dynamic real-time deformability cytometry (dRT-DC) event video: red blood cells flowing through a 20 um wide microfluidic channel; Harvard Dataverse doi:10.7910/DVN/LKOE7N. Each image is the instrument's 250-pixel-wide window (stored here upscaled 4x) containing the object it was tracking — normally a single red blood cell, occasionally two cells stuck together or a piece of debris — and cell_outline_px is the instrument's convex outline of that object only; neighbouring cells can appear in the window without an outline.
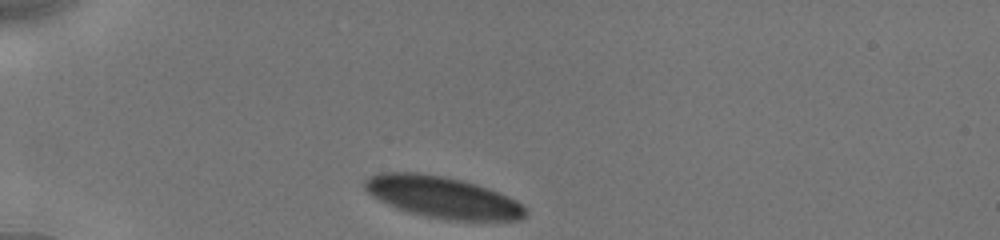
{"species": "human", "species_latin": "Homo sapiens", "temperature_condition": "cold", "stored_images_in_passage": 16, "camera_frame_rate_fps": 3000, "um_per_image_px": 0.085, "donor": {"sex": "male"}, "frame": {"image": 1, "passage_image": 1, "time_ms": 0.0, "image_size_px": [1000, 240], "cell_outline_px": [[528, 212], [520, 220], [448, 220], [428, 216], [412, 212], [388, 204], [372, 196], [364, 188], [364, 180], [368, 176], [376, 172], [416, 172], [444, 176], [476, 184], [488, 188], [508, 196], [516, 200]], "centroid_in_image_um": [37.6, 16.74], "position_along_channel_um": 47.4, "area_um2": 38.55}}
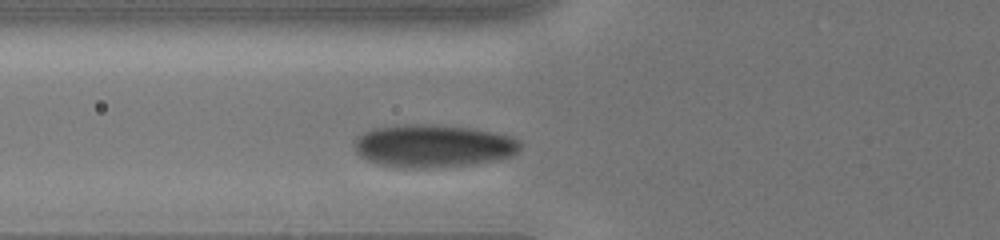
{"frame": {"image": 2, "passage_image": 13, "time_ms": 2.0, "image_size_px": [1000, 240], "cell_outline_px": [[520, 148], [512, 156], [500, 160], [476, 164], [432, 168], [392, 168], [376, 164], [360, 156], [356, 152], [356, 136], [372, 128], [396, 124], [428, 124], [476, 128], [512, 136], [520, 144]], "centroid_in_image_um": [36.81, 12.41], "position_along_channel_um": 89.0, "area_um2": 42.14}}